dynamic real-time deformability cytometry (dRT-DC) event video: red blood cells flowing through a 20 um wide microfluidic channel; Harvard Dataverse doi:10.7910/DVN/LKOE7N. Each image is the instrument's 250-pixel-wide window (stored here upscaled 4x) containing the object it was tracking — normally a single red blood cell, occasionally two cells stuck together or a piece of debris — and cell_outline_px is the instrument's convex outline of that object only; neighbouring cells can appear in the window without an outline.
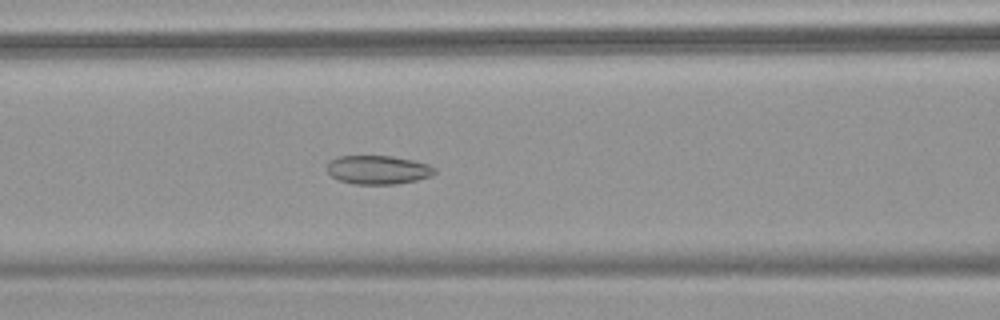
{"species": "common noctule bat (a hibernating species)", "species_latin": "Nyctalus noctula", "temperature_condition": "warm", "stored_images_in_passage": 54, "camera_frame_rate_fps": 3000, "um_per_image_px": 0.085, "animal": {"sex": "female", "body_mass_g": 18.4}, "frame": {"image": 1, "passage_image": 24, "time_ms": 7.667, "image_size_px": [1000, 320], "cell_outline_px": [[436, 172], [432, 176], [416, 180], [396, 184], [356, 184], [340, 180], [332, 176], [328, 172], [328, 164], [336, 156], [392, 156], [412, 160], [428, 164], [436, 168]], "centroid_in_image_um": [32.17, 14.43], "position_along_channel_um": 134.4, "area_um2": 17.92}}
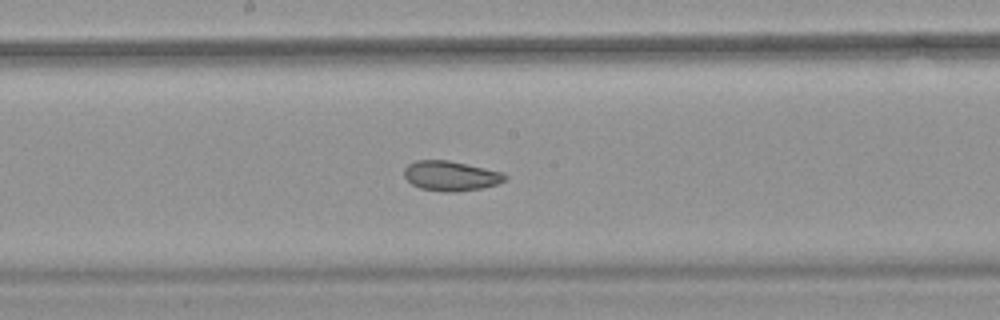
{"frame": {"image": 2, "passage_image": 30, "time_ms": 9.667, "image_size_px": [1000, 320], "cell_outline_px": [[508, 176], [504, 180], [496, 184], [480, 188], [452, 192], [448, 192], [420, 188], [412, 184], [404, 176], [404, 168], [408, 164], [416, 160], [448, 160], [484, 168], [500, 172]], "centroid_in_image_um": [38.27, 14.94], "position_along_channel_um": 209.9, "area_um2": 17.22}}
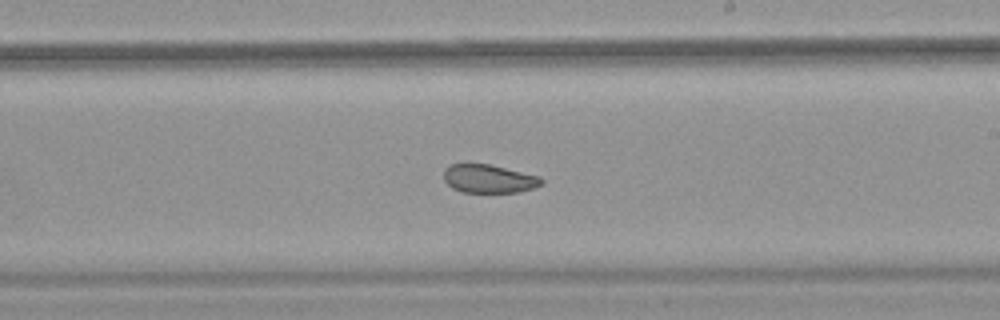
{"frame": {"image": 3, "passage_image": 33, "time_ms": 10.667, "image_size_px": [1000, 320], "cell_outline_px": [[544, 184], [520, 192], [460, 192], [452, 188], [444, 180], [444, 168], [452, 164], [488, 164], [540, 176], [544, 180]], "centroid_in_image_um": [41.56, 15.2], "position_along_channel_um": 247.4, "area_um2": 16.18}, "authors_computed_cell_mechanics": {"area_um2": 20.6635, "velocity_mm_per_s": 3.7879, "shape_relaxation_time_tau1_ms": null, "shape_relaxation_time_tau2_ms": 1.6775, "deformation_change_tau1": null, "deformation_change_tau2": 0.0618}}